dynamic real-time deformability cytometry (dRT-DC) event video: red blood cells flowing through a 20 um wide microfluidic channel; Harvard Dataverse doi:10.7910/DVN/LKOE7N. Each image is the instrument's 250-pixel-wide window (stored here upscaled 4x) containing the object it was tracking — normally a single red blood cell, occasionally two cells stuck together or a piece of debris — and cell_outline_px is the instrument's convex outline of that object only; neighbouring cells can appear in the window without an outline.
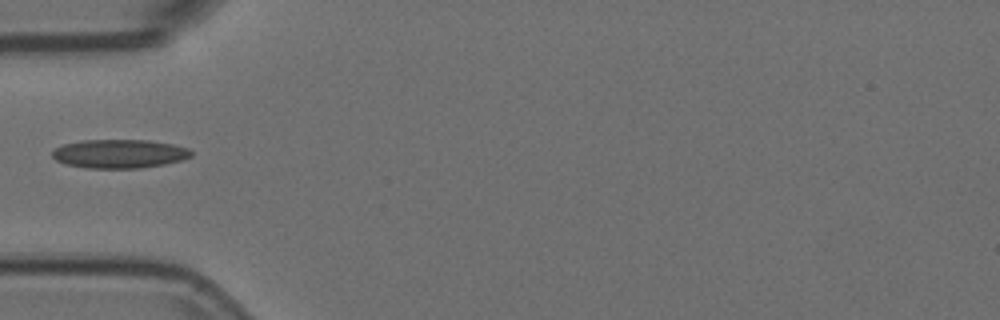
{"species": "Egyptian fruit bat (a non-hibernating species)", "species_latin": "Rousettus aegyptiacus", "temperature_condition": "room temperature", "stored_images_in_passage": 4, "camera_frame_rate_fps": 3000, "um_per_image_px": 0.085, "animal": {"sex": "female"}, "frame": {"image": 1, "passage_image": 4, "time_ms": 1.0, "image_size_px": [1000, 320], "cell_outline_px": [[192, 156], [180, 160], [164, 164], [140, 168], [88, 168], [68, 164], [56, 160], [52, 156], [52, 152], [56, 148], [64, 144], [84, 140], [148, 140], [172, 144], [188, 148], [192, 152]], "centroid_in_image_um": [10.16, 13.06], "position_along_channel_um": 74.8, "area_um2": 23.06}}